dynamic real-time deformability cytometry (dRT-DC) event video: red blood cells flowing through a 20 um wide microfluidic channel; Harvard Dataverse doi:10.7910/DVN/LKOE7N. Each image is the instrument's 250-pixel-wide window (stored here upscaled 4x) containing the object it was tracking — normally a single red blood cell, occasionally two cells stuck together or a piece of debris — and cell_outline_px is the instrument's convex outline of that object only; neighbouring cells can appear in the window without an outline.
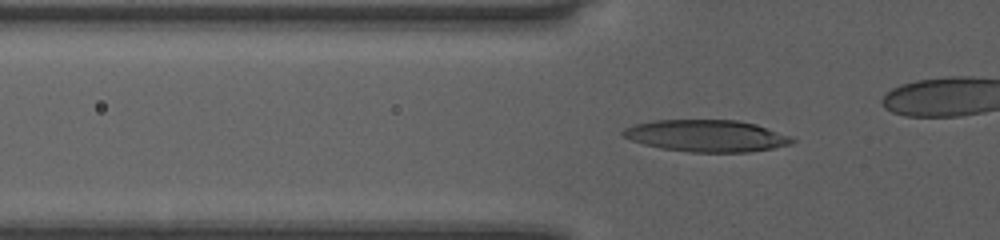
{"species": "human", "species_latin": "Homo sapiens", "temperature_condition": "room temperature", "stored_images_in_passage": 42, "camera_frame_rate_fps": 3000, "um_per_image_px": 0.085, "donor": {"sex": "female"}, "frame": {"image": 1, "passage_image": 18, "time_ms": 5.667, "image_size_px": [1000, 240], "cell_outline_px": [[796, 140], [792, 144], [772, 148], [748, 152], [688, 152], [660, 148], [644, 144], [632, 140], [624, 136], [620, 132], [624, 128], [632, 124], [652, 120], [736, 120], [756, 124], [792, 136]], "centroid_in_image_um": [60.05, 11.54], "position_along_channel_um": 65.8, "area_um2": 31.56}}
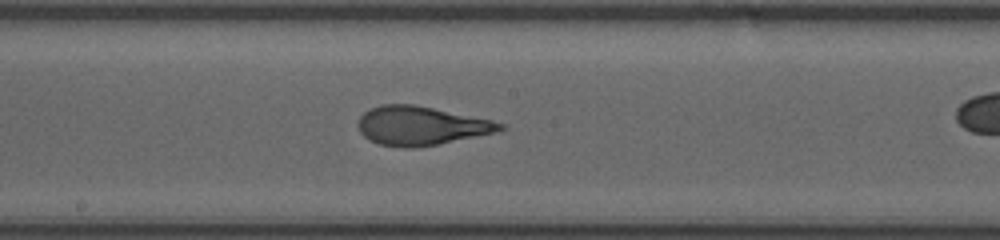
{"frame": {"image": 2, "passage_image": 29, "time_ms": 9.333, "image_size_px": [1000, 240], "cell_outline_px": [[508, 124], [504, 128], [492, 132], [436, 144], [412, 148], [408, 148], [380, 144], [368, 140], [360, 132], [356, 124], [360, 116], [368, 108], [380, 104], [412, 104], [492, 120]], "centroid_in_image_um": [35.69, 10.67], "position_along_channel_um": 212.5, "area_um2": 31.73}}
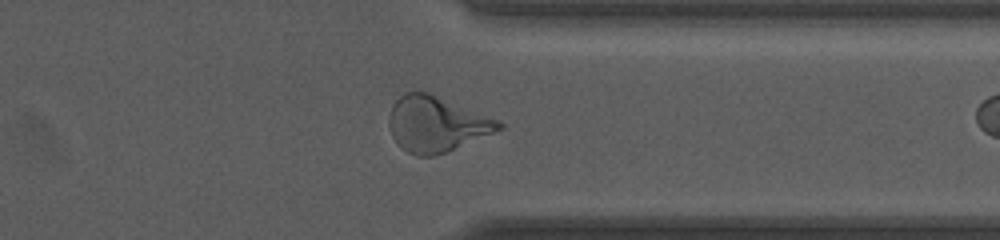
{"frame": {"image": 3, "passage_image": 41, "time_ms": 13.333, "image_size_px": [1000, 240], "cell_outline_px": [[504, 128], [436, 156], [416, 156], [400, 148], [392, 136], [388, 124], [388, 116], [396, 100], [404, 92], [428, 92], [500, 120], [504, 124]], "centroid_in_image_um": [37.08, 10.55], "position_along_channel_um": 374.3, "area_um2": 35.43}}